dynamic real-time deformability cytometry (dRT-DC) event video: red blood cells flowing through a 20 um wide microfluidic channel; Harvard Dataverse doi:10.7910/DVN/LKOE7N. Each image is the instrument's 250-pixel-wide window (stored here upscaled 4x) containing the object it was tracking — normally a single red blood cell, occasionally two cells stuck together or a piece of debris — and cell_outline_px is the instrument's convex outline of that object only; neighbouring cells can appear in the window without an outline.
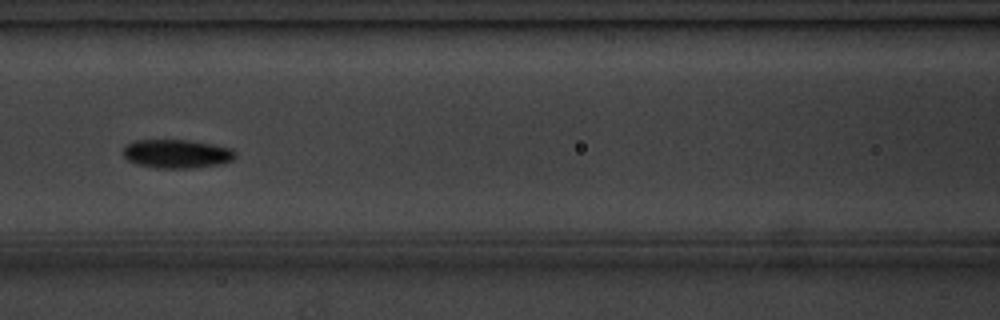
{"species": "common noctule bat (a hibernating species)", "species_latin": "Nyctalus noctula", "temperature_condition": "cold", "stored_images_in_passage": 9, "camera_frame_rate_fps": 3000, "um_per_image_px": 0.085, "animal": {"sex": "male", "body_mass_g": 20.1, "forearm_length_mm": 53.5}, "frame": {"image": 1, "passage_image": 6, "time_ms": 5.667, "image_size_px": [1000, 320], "cell_outline_px": [[236, 156], [232, 160], [220, 164], [192, 168], [156, 168], [136, 164], [128, 160], [124, 156], [124, 148], [128, 144], [136, 140], [188, 140], [212, 144], [232, 148], [236, 152]], "centroid_in_image_um": [15.05, 13.07], "position_along_channel_um": 151.6, "area_um2": 18.73}}
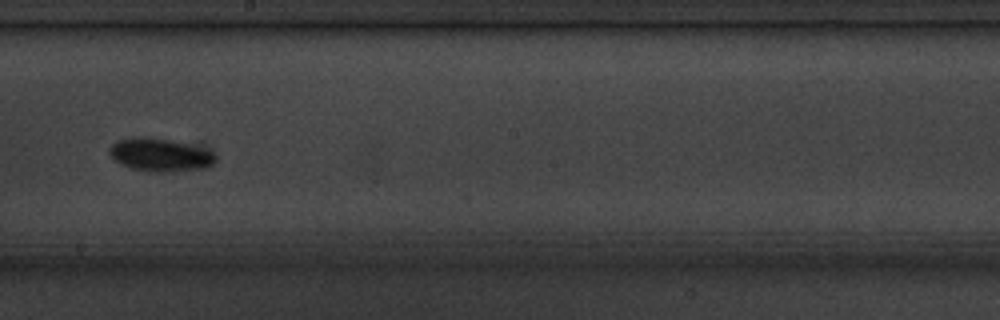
{"frame": {"image": 2, "passage_image": 8, "time_ms": 8.0, "image_size_px": [1000, 320], "cell_outline_px": [[216, 160], [208, 168], [164, 172], [148, 172], [132, 168], [120, 164], [108, 152], [108, 148], [116, 140], [172, 140], [216, 152]], "centroid_in_image_um": [13.67, 13.22], "position_along_channel_um": 234.5, "area_um2": 19.77}}